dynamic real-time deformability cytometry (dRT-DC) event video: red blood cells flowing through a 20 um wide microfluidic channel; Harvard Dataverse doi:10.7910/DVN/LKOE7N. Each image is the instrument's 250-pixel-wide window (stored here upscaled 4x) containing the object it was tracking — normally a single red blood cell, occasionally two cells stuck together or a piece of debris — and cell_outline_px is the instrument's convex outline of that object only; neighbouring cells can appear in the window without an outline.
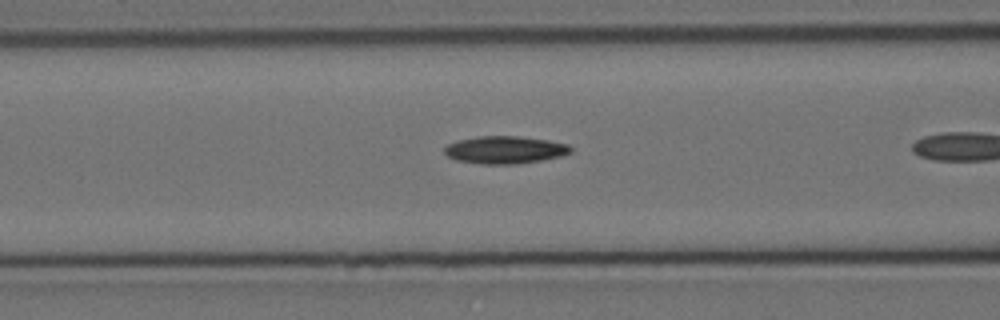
{"species": "Egyptian fruit bat (a non-hibernating species)", "species_latin": "Rousettus aegyptiacus", "temperature_condition": "cold", "stored_images_in_passage": 8, "camera_frame_rate_fps": 3000, "um_per_image_px": 0.085, "animal": {"sex": "female"}, "frame": {"image": 1, "passage_image": 6, "time_ms": 1.667, "image_size_px": [1000, 320], "cell_outline_px": [[572, 152], [564, 156], [516, 164], [480, 164], [456, 160], [448, 156], [444, 152], [444, 148], [448, 144], [460, 140], [476, 136], [516, 136], [548, 140], [568, 144], [572, 148]], "centroid_in_image_um": [42.94, 12.74], "position_along_channel_um": 123.7, "area_um2": 20.29}}